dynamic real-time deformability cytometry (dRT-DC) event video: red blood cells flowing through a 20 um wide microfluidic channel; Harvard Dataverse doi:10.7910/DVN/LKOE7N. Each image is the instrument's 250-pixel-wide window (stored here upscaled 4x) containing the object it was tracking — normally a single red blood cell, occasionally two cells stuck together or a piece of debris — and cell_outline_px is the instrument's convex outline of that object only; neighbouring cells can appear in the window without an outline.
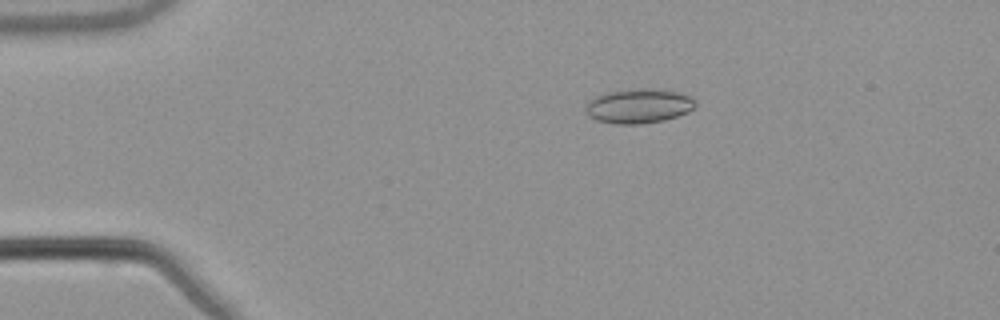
{"species": "common noctule bat (a hibernating species)", "species_latin": "Nyctalus noctula", "temperature_condition": "warm", "stored_images_in_passage": 54, "camera_frame_rate_fps": 3000, "um_per_image_px": 0.085, "animal": {"sex": "male", "body_mass_g": 21.5, "forearm_length_mm": 52.0}, "frame": {"image": 1, "passage_image": 11, "time_ms": 3.333, "image_size_px": [1000, 320], "cell_outline_px": [[696, 104], [688, 112], [664, 120], [640, 124], [616, 124], [596, 120], [588, 116], [584, 112], [584, 108], [588, 100], [596, 96], [608, 92], [676, 92], [692, 96]], "centroid_in_image_um": [54.22, 9.08], "position_along_channel_um": 30.8, "area_um2": 20.98}}
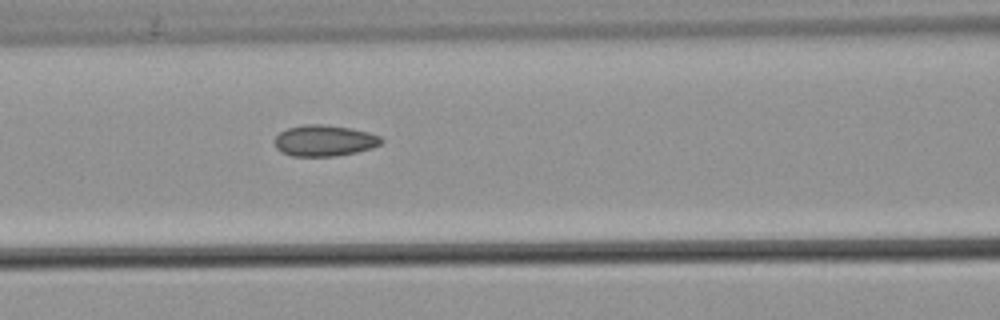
{"frame": {"image": 2, "passage_image": 24, "time_ms": 7.667, "image_size_px": [1000, 320], "cell_outline_px": [[384, 140], [380, 144], [372, 148], [356, 152], [336, 156], [292, 156], [280, 152], [276, 148], [272, 140], [280, 132], [288, 128], [304, 124], [324, 124], [352, 128], [368, 132], [380, 136]], "centroid_in_image_um": [27.54, 11.95], "position_along_channel_um": 139.1, "area_um2": 19.59}}
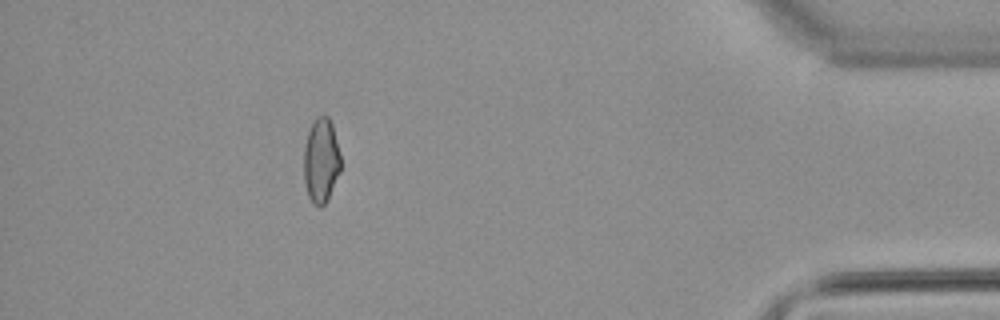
{"frame": {"image": 3, "passage_image": 49, "time_ms": 16.0, "image_size_px": [1000, 320], "cell_outline_px": [[340, 172], [328, 200], [320, 208], [312, 204], [308, 196], [304, 180], [304, 144], [308, 132], [316, 116], [328, 116], [332, 124], [340, 156]], "centroid_in_image_um": [27.28, 13.68], "position_along_channel_um": 407.9, "area_um2": 18.26}, "authors_computed_cell_mechanics": {"area_um2": 19.1607, "velocity_mm_per_s": 3.8321, "shape_relaxation_time_tau1_ms": 9.6768, "shape_relaxation_time_tau2_ms": 1.7994, "deformation_change_tau1": 0.1563, "deformation_change_tau2": 0.0813}}